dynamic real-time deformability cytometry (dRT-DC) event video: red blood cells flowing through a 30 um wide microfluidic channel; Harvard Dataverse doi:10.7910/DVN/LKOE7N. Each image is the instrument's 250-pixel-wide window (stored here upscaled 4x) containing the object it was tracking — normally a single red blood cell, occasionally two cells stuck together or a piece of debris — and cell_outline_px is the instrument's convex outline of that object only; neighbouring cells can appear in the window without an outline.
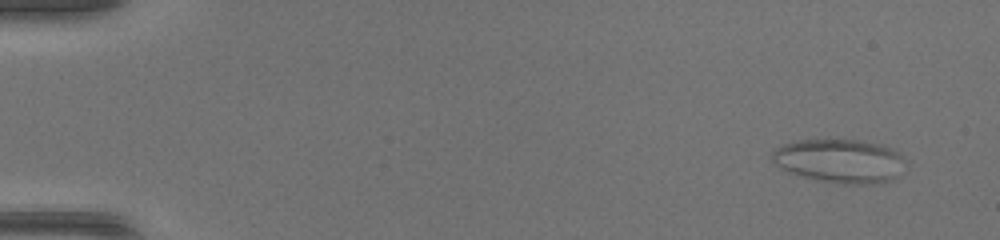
{"species": "common noctule bat (a hibernating species)", "species_latin": "Nyctalus noctula", "temperature_condition": "warm", "stored_images_in_passage": 14, "camera_frame_rate_fps": 3000, "um_per_image_px": 0.085, "animal": {"sex": "female", "body_mass_g": 17.0, "forearm_length_mm": 48.0}, "frame": {"image": 1, "passage_image": 4, "time_ms": 1.0, "image_size_px": [1000, 240], "cell_outline_px": [[908, 164], [892, 180], [872, 184], [844, 184], [816, 180], [788, 172], [780, 168], [772, 160], [772, 152], [780, 144], [800, 140], [860, 140], [884, 144], [900, 152], [908, 160]], "centroid_in_image_um": [71.44, 13.67], "position_along_channel_um": 13.6, "area_um2": 34.62}}